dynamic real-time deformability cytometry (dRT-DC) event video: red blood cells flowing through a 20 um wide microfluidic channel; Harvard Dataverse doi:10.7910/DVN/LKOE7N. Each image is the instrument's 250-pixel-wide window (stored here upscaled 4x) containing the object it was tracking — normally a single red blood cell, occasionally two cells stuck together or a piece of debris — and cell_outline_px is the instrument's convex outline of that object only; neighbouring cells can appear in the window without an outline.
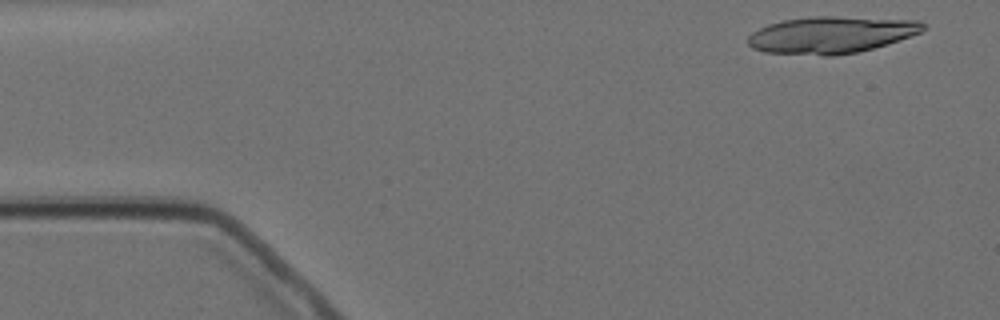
{"species": "Egyptian fruit bat (a non-hibernating species)", "species_latin": "Rousettus aegyptiacus", "temperature_condition": "cold", "stored_images_in_passage": 5, "segment_of_instrument_passage": [1, 2], "camera_frame_rate_fps": 3000, "um_per_image_px": 0.085, "animal": {"sex": "female"}, "frame": {"image": 1, "passage_image": 1, "time_ms": 0.0, "image_size_px": [1000, 320], "cell_outline_px": [[924, 28], [920, 32], [900, 40], [872, 48], [856, 52], [836, 56], [824, 56], [764, 52], [752, 48], [748, 44], [748, 36], [752, 32], [768, 24], [784, 20], [816, 16], [832, 16], [920, 20], [924, 24]], "centroid_in_image_um": [70.63, 2.97], "position_along_channel_um": 14.4, "area_um2": 37.63}}